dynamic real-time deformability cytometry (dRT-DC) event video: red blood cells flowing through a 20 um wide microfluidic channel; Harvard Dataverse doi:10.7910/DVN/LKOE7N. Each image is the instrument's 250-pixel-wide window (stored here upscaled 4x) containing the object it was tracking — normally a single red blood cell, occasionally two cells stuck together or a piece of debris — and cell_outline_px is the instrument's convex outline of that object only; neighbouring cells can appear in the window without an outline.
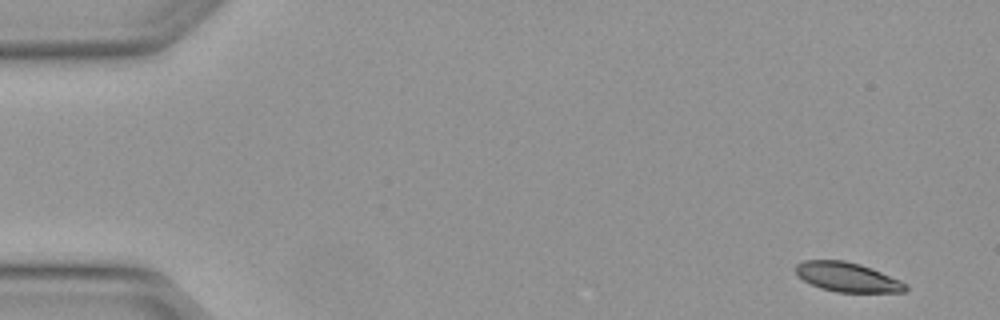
{"species": "Egyptian fruit bat (a non-hibernating species)", "species_latin": "Rousettus aegyptiacus", "temperature_condition": "warm", "stored_images_in_passage": 6, "camera_frame_rate_fps": 3000, "um_per_image_px": 0.085, "animal": {"sex": "female"}, "frame": {"image": 1, "passage_image": 1, "time_ms": 0.0, "image_size_px": [1000, 320], "cell_outline_px": [[908, 288], [904, 292], [836, 292], [820, 288], [804, 280], [796, 272], [796, 264], [804, 260], [844, 260], [860, 264], [872, 268], [900, 280], [908, 284]], "centroid_in_image_um": [72.05, 23.55], "position_along_channel_um": 12.9, "area_um2": 18.79}}
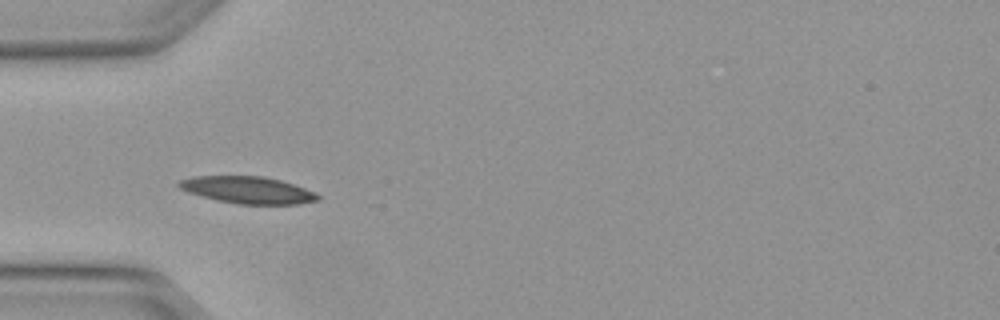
{"frame": {"image": 2, "passage_image": 4, "time_ms": 1.0, "image_size_px": [1000, 320], "cell_outline_px": [[320, 200], [300, 204], [240, 204], [216, 200], [200, 196], [188, 192], [180, 188], [176, 184], [180, 180], [192, 176], [264, 176], [280, 180], [316, 192], [320, 196]], "centroid_in_image_um": [21.06, 16.15], "position_along_channel_um": 63.9, "area_um2": 21.91}}
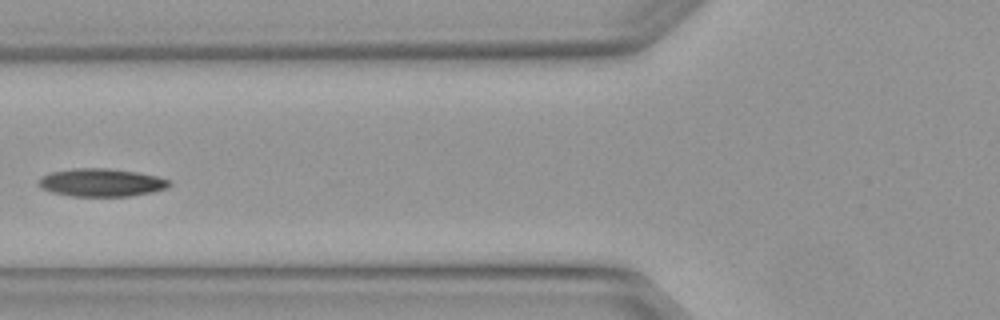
{"frame": {"image": 3, "passage_image": 5, "time_ms": 1.333, "image_size_px": [1000, 320], "cell_outline_px": [[172, 184], [168, 188], [152, 192], [132, 196], [72, 196], [52, 192], [44, 188], [40, 184], [40, 180], [44, 176], [52, 172], [76, 168], [108, 168], [136, 172], [156, 176], [172, 180]], "centroid_in_image_um": [8.72, 15.52], "position_along_channel_um": 117.1, "area_um2": 21.1}}